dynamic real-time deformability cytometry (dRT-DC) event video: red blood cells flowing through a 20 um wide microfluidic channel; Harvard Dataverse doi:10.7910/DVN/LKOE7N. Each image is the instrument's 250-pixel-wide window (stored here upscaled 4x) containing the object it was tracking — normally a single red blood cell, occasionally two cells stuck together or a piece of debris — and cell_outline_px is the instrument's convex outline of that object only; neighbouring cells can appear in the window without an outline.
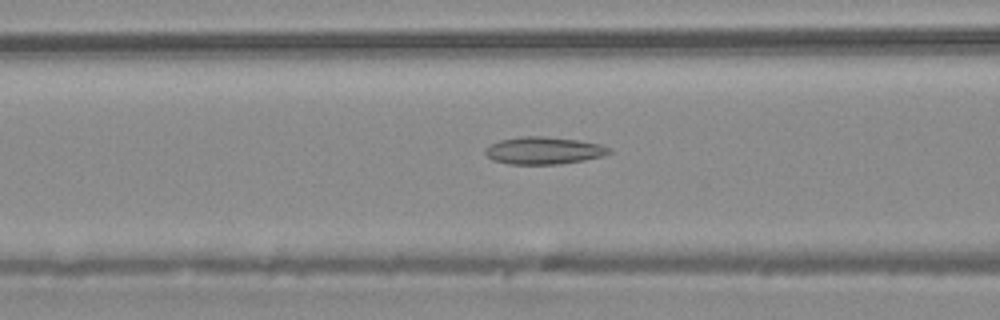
{"species": "common noctule bat (a hibernating species)", "species_latin": "Nyctalus noctula", "temperature_condition": "warm", "stored_images_in_passage": 46, "camera_frame_rate_fps": 3000, "um_per_image_px": 0.085, "animal": {"sex": "male", "body_mass_g": 20.4}, "frame": {"image": 1, "passage_image": 18, "time_ms": 5.667, "image_size_px": [1000, 320], "cell_outline_px": [[612, 152], [604, 156], [584, 160], [560, 164], [508, 164], [492, 160], [484, 152], [484, 148], [500, 140], [520, 136], [544, 136], [576, 140], [600, 144], [608, 148]], "centroid_in_image_um": [46.19, 12.8], "position_along_channel_um": 120.4, "area_um2": 19.71}}
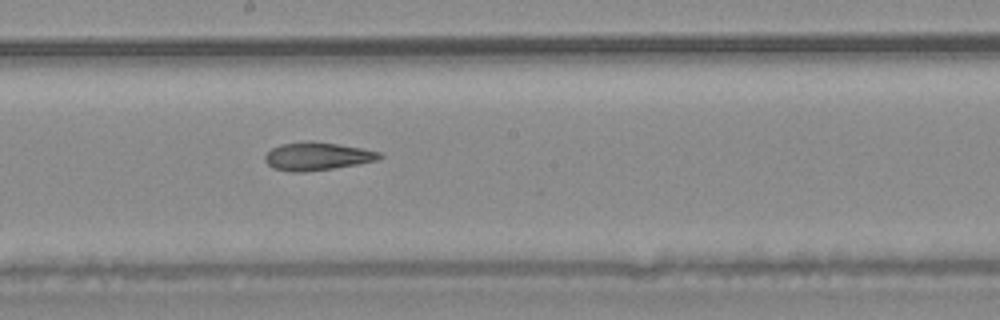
{"frame": {"image": 2, "passage_image": 25, "time_ms": 8.0, "image_size_px": [1000, 320], "cell_outline_px": [[384, 156], [376, 160], [356, 164], [332, 168], [304, 172], [292, 172], [272, 168], [264, 160], [264, 156], [272, 148], [280, 144], [304, 140], [312, 140], [340, 144], [380, 152]], "centroid_in_image_um": [26.91, 13.26], "position_along_channel_um": 221.3, "area_um2": 18.79}}
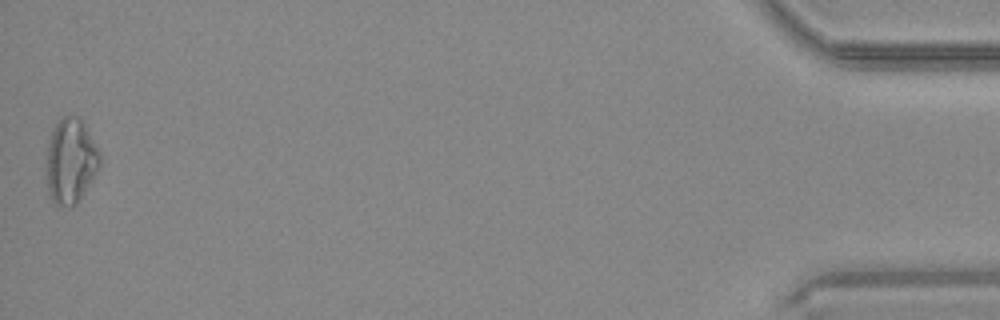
{"frame": {"image": 3, "passage_image": 46, "time_ms": 15.0, "image_size_px": [1000, 320], "cell_outline_px": [[100, 168], [76, 204], [68, 208], [56, 204], [52, 200], [48, 192], [48, 144], [52, 132], [60, 116], [76, 116], [84, 120], [100, 152]], "centroid_in_image_um": [6.05, 13.66], "position_along_channel_um": 429.1, "area_um2": 26.41}}